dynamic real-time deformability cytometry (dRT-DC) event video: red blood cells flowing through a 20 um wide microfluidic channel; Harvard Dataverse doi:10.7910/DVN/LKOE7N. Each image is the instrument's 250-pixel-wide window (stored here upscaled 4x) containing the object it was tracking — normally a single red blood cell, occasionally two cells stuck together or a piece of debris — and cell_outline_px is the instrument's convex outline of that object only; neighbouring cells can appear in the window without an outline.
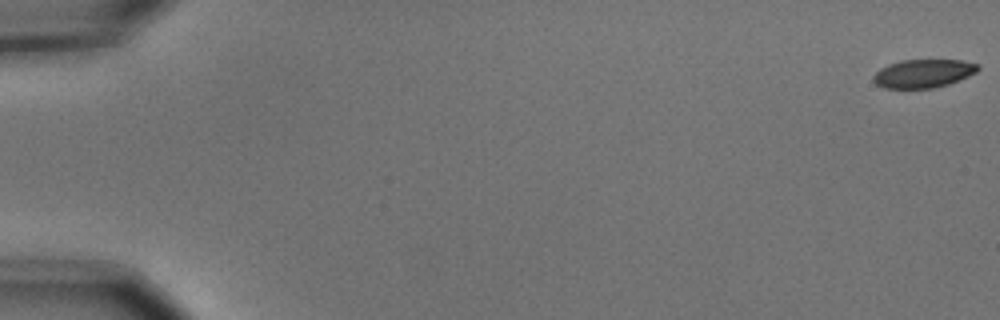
{"species": "common noctule bat (a hibernating species)", "species_latin": "Nyctalus noctula", "temperature_condition": "cold", "stored_images_in_passage": 6, "camera_frame_rate_fps": 3000, "um_per_image_px": 0.085, "animal": {"sex": "male", "body_mass_g": 15.6}, "frame": {"image": 1, "passage_image": 1, "time_ms": 0.0, "image_size_px": [1000, 320], "cell_outline_px": [[980, 68], [976, 72], [968, 76], [948, 84], [932, 88], [884, 88], [876, 84], [872, 80], [872, 76], [880, 68], [888, 64], [900, 60], [960, 60], [980, 64]], "centroid_in_image_um": [78.46, 6.24], "position_along_channel_um": 6.5, "area_um2": 17.34}}
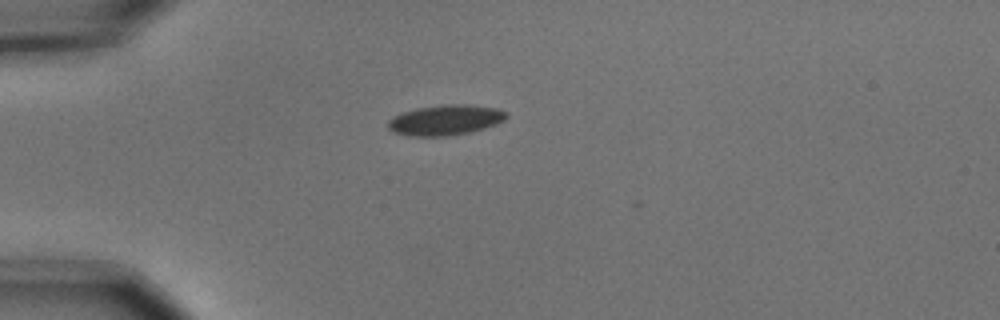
{"frame": {"image": 2, "passage_image": 5, "time_ms": 1.333, "image_size_px": [1000, 320], "cell_outline_px": [[508, 116], [504, 120], [496, 124], [484, 128], [468, 132], [448, 136], [408, 136], [392, 132], [388, 128], [388, 120], [392, 116], [416, 108], [444, 104], [472, 104], [496, 108], [508, 112]], "centroid_in_image_um": [37.85, 10.19], "position_along_channel_um": 47.2, "area_um2": 21.1}}